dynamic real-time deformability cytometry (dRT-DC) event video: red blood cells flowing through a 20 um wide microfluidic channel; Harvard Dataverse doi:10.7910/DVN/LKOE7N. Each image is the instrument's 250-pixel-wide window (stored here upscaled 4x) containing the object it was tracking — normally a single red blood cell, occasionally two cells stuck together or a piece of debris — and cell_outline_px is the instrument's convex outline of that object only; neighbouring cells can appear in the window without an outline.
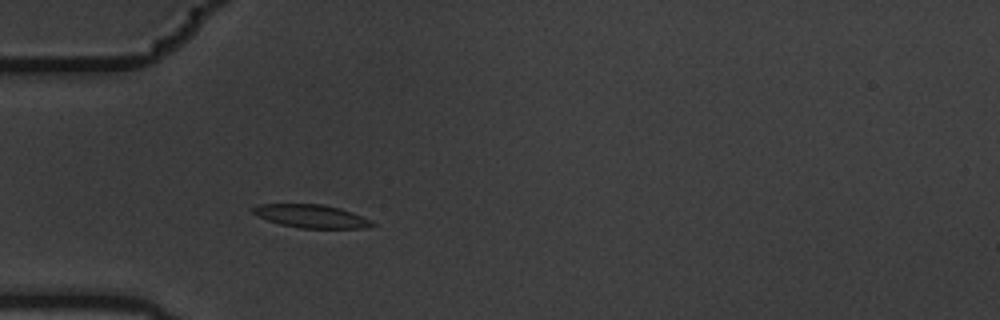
{"species": "common noctule bat (a hibernating species)", "species_latin": "Nyctalus noctula", "temperature_condition": "warm", "stored_images_in_passage": 4, "camera_frame_rate_fps": 3000, "um_per_image_px": 0.085, "animal": {"sex": "male", "body_mass_g": 19.5, "forearm_length_mm": 54.6}, "frame": {"image": 1, "passage_image": 4, "time_ms": 1.0, "image_size_px": [1000, 320], "cell_outline_px": [[376, 224], [368, 228], [300, 228], [280, 224], [256, 216], [252, 212], [252, 208], [260, 204], [324, 204], [340, 208], [352, 212], [372, 220]], "centroid_in_image_um": [26.48, 18.38], "position_along_channel_um": 58.5, "area_um2": 16.18}}